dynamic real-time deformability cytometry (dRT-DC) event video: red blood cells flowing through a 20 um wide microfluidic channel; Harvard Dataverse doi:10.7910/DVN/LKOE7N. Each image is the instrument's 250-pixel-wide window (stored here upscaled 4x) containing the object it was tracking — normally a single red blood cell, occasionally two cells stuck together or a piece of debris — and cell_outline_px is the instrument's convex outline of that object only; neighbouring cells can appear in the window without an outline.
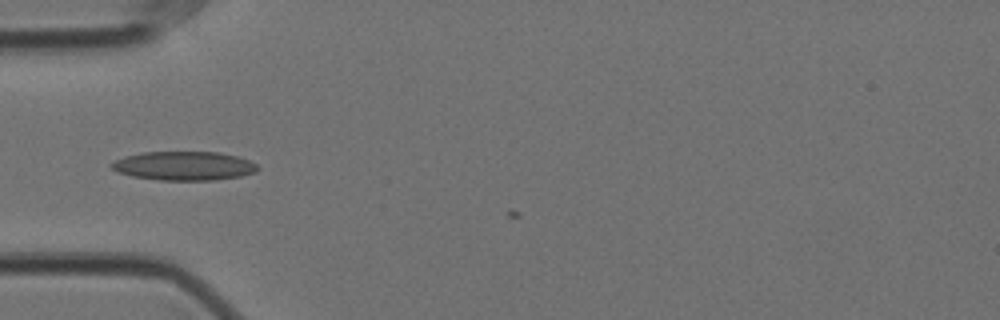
{"species": "Egyptian fruit bat (a non-hibernating species)", "species_latin": "Rousettus aegyptiacus", "temperature_condition": "cold", "stored_images_in_passage": 8, "camera_frame_rate_fps": 3000, "um_per_image_px": 0.085, "animal": {"sex": "female"}, "frame": {"image": 1, "passage_image": 5, "time_ms": 1.333, "image_size_px": [1000, 320], "cell_outline_px": [[260, 168], [256, 172], [240, 176], [212, 180], [160, 180], [132, 176], [116, 172], [108, 164], [124, 156], [144, 152], [216, 152], [236, 156], [248, 160], [256, 164]], "centroid_in_image_um": [15.61, 14.1], "position_along_channel_um": 69.4, "area_um2": 24.57}}